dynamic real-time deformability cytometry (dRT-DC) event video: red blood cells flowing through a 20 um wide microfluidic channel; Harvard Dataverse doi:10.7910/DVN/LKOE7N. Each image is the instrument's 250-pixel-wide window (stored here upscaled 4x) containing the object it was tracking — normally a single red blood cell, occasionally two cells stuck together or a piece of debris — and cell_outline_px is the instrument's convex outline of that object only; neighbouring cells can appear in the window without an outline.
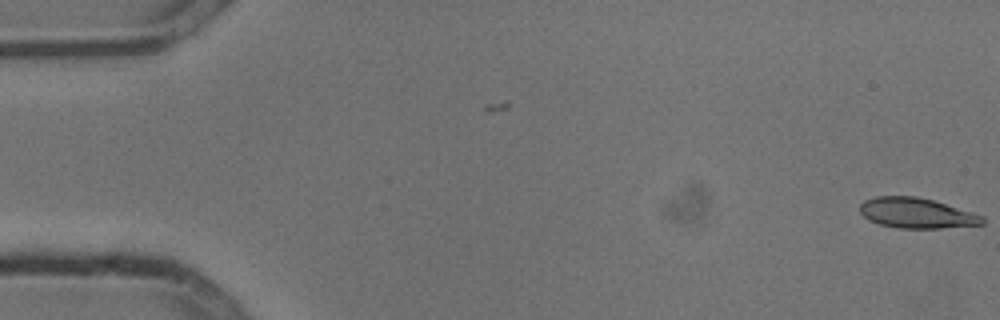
{"species": "common noctule bat (a hibernating species)", "species_latin": "Nyctalus noctula", "temperature_condition": "cold", "stored_images_in_passage": 2, "camera_frame_rate_fps": 3000, "um_per_image_px": 0.085, "animal": {"sex": "male", "body_mass_g": 13.3}, "frame": {"image": 1, "passage_image": 2, "time_ms": 0.333, "image_size_px": [1000, 320], "cell_outline_px": [[984, 224], [940, 228], [896, 228], [880, 224], [868, 220], [860, 212], [860, 204], [864, 200], [876, 196], [916, 196], [932, 200], [984, 216]], "centroid_in_image_um": [77.87, 18.11], "position_along_channel_um": 7.1, "area_um2": 21.5}}